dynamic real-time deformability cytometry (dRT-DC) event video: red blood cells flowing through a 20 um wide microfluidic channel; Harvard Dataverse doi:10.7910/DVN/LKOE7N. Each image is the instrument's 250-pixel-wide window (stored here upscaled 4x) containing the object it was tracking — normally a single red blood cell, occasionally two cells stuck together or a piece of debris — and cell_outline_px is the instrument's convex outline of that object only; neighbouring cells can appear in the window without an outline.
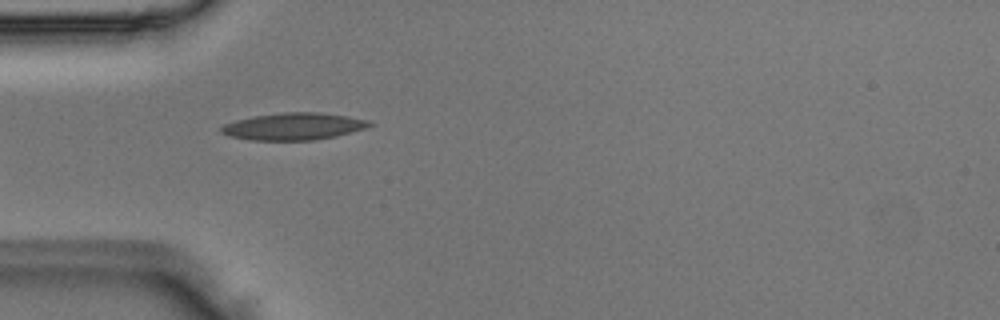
{"species": "Egyptian fruit bat (a non-hibernating species)", "species_latin": "Rousettus aegyptiacus", "temperature_condition": "room temperature", "stored_images_in_passage": 5, "camera_frame_rate_fps": 3000, "um_per_image_px": 0.085, "animal": {"sex": "male"}, "frame": {"image": 1, "passage_image": 4, "time_ms": 1.0, "image_size_px": [1000, 320], "cell_outline_px": [[376, 124], [364, 128], [336, 136], [316, 140], [248, 140], [228, 136], [220, 132], [220, 128], [224, 124], [236, 120], [256, 116], [284, 112], [316, 112], [344, 116], [368, 120]], "centroid_in_image_um": [24.92, 10.75], "position_along_channel_um": 60.1, "area_um2": 23.24}}
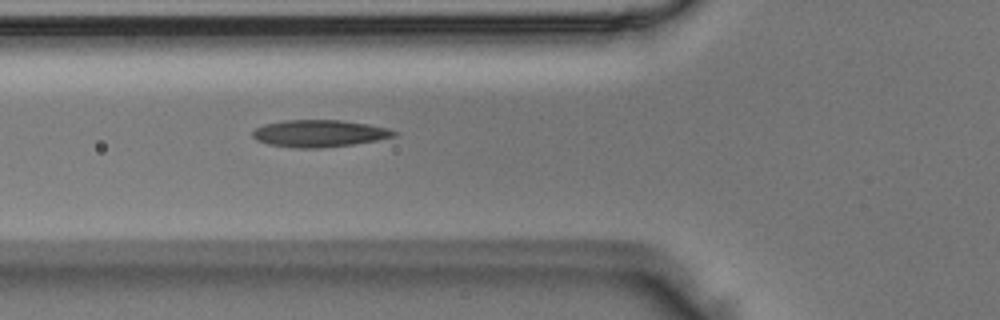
{"frame": {"image": 2, "passage_image": 5, "time_ms": 1.333, "image_size_px": [1000, 320], "cell_outline_px": [[400, 132], [396, 136], [376, 140], [352, 144], [320, 148], [296, 148], [268, 144], [256, 140], [252, 136], [252, 132], [256, 128], [264, 124], [284, 120], [340, 120], [368, 124], [388, 128]], "centroid_in_image_um": [27.14, 11.34], "position_along_channel_um": 98.7, "area_um2": 22.31}}